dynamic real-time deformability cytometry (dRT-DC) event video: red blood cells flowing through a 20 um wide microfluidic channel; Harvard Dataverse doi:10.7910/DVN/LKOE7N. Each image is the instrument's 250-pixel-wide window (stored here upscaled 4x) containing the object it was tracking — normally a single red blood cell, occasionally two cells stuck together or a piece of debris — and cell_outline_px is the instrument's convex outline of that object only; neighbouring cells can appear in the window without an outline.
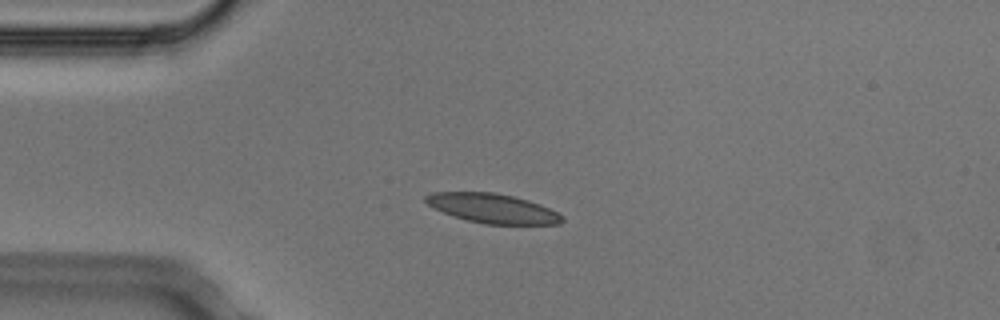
{"species": "Egyptian fruit bat (a non-hibernating species)", "species_latin": "Rousettus aegyptiacus", "temperature_condition": "cold", "stored_images_in_passage": 6, "camera_frame_rate_fps": 3000, "um_per_image_px": 0.085, "animal": {"sex": "male"}, "frame": {"image": 1, "passage_image": 4, "time_ms": 1.0, "image_size_px": [1000, 320], "cell_outline_px": [[564, 220], [560, 224], [484, 224], [452, 216], [428, 204], [424, 200], [424, 196], [432, 192], [492, 192], [512, 196], [528, 200], [540, 204], [564, 216]], "centroid_in_image_um": [41.88, 17.71], "position_along_channel_um": 43.1, "area_um2": 23.24}}
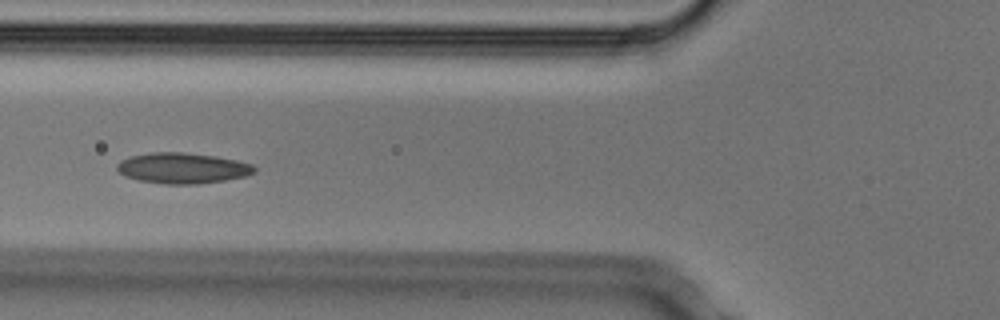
{"frame": {"image": 2, "passage_image": 6, "time_ms": 1.667, "image_size_px": [1000, 320], "cell_outline_px": [[256, 172], [248, 176], [224, 180], [196, 184], [164, 184], [140, 180], [124, 176], [116, 168], [116, 164], [120, 160], [132, 156], [152, 152], [184, 152], [216, 156], [236, 160], [252, 164], [256, 168]], "centroid_in_image_um": [15.53, 14.29], "position_along_channel_um": 110.3, "area_um2": 24.62}}